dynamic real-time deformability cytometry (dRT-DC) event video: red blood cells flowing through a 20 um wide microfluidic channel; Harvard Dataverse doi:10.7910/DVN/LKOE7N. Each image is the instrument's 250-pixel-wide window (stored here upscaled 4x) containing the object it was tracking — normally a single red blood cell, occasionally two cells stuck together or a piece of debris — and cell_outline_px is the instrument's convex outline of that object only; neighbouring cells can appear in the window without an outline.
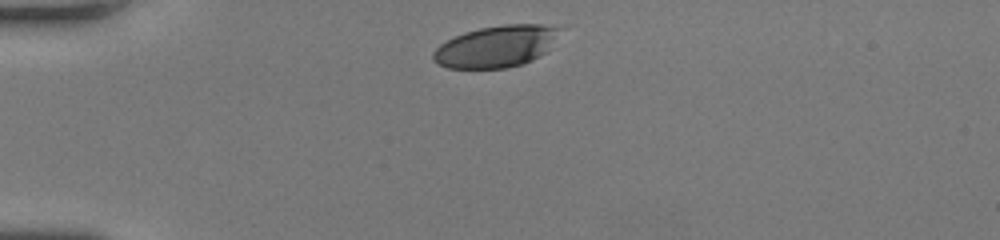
{"species": "human", "species_latin": "Homo sapiens", "temperature_condition": "room temperature", "stored_images_in_passage": 30, "camera_frame_rate_fps": 3000, "um_per_image_px": 0.085, "donor": {"sex": "female"}, "frame": {"image": 1, "passage_image": 1, "time_ms": 0.0, "image_size_px": [1000, 240], "cell_outline_px": [[560, 28], [548, 52], [524, 64], [504, 68], [448, 68], [432, 60], [432, 52], [440, 44], [464, 32], [480, 28], [504, 24], [540, 24]], "centroid_in_image_um": [42.17, 3.95], "position_along_channel_um": 42.8, "area_um2": 30.63}}
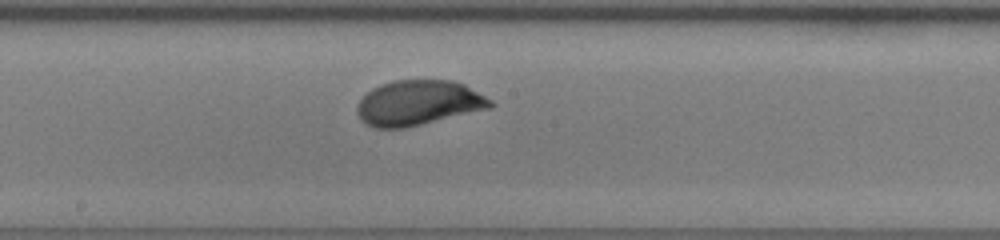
{"frame": {"image": 2, "passage_image": 16, "time_ms": 5.0, "image_size_px": [1000, 240], "cell_outline_px": [[496, 104], [492, 108], [404, 128], [376, 128], [364, 124], [360, 120], [356, 112], [356, 104], [372, 88], [380, 84], [396, 80], [452, 80], [464, 84], [492, 100]], "centroid_in_image_um": [35.56, 8.75], "position_along_channel_um": 212.6, "area_um2": 35.2}}
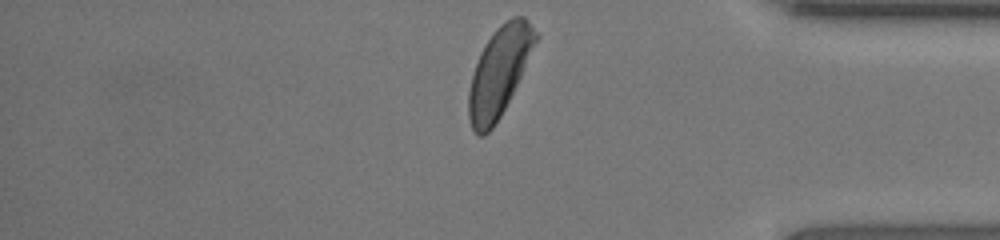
{"frame": {"image": 3, "passage_image": 30, "time_ms": 9.667, "image_size_px": [1000, 240], "cell_outline_px": [[540, 36], [500, 116], [492, 128], [484, 136], [480, 136], [472, 128], [468, 120], [468, 92], [472, 76], [480, 52], [484, 44], [492, 32], [500, 24], [512, 16], [524, 16]], "centroid_in_image_um": [42.42, 6.06], "position_along_channel_um": 392.8, "area_um2": 34.33}, "authors_computed_cell_mechanics": {"area_um2": 34.7089, "velocity_mm_per_s": 4.2414, "shape_relaxation_time_tau1_ms": 3.0553, "shape_relaxation_time_tau2_ms": null, "deformation_change_tau1": 0.1464, "deformation_change_tau2": null}}